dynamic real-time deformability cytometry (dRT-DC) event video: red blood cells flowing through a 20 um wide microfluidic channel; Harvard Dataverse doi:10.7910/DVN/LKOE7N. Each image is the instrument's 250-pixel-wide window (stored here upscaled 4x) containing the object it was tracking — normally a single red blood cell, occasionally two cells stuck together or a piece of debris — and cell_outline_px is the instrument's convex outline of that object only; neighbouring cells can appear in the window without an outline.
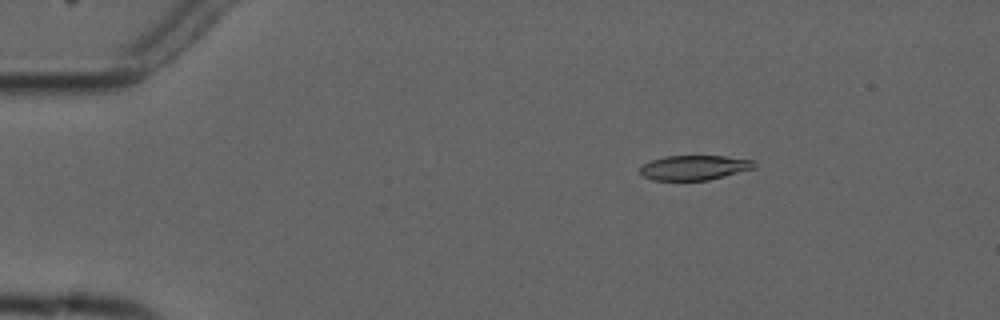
{"species": "common noctule bat (a hibernating species)", "species_latin": "Nyctalus noctula", "temperature_condition": "cold", "stored_images_in_passage": 2, "camera_frame_rate_fps": 3000, "um_per_image_px": 0.085, "animal": {"sex": "male", "forearm_length_mm": 52.5}, "frame": {"image": 1, "passage_image": 2, "time_ms": 2.0, "image_size_px": [1000, 320], "cell_outline_px": [[756, 168], [708, 180], [652, 180], [644, 176], [640, 172], [640, 168], [644, 164], [652, 160], [664, 156], [724, 156], [756, 160]], "centroid_in_image_um": [59.06, 14.24], "position_along_channel_um": 25.9, "area_um2": 16.47}}